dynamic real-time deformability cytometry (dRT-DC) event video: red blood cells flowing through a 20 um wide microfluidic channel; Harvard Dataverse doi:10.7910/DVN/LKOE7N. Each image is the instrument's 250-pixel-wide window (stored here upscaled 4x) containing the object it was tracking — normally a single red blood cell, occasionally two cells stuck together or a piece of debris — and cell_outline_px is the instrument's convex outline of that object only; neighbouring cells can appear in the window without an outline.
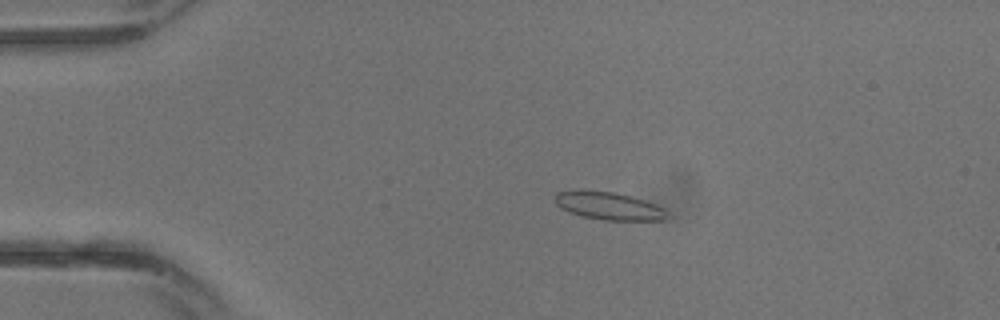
{"species": "common noctule bat (a hibernating species)", "species_latin": "Nyctalus noctula", "temperature_condition": "warm", "stored_images_in_passage": 14, "camera_frame_rate_fps": 3000, "um_per_image_px": 0.085, "animal": {"sex": "male", "body_mass_g": 13.3}, "frame": {"image": 1, "passage_image": 7, "time_ms": 2.0, "image_size_px": [1000, 320], "cell_outline_px": [[672, 216], [668, 220], [604, 220], [580, 216], [568, 212], [560, 208], [556, 204], [556, 192], [580, 188], [612, 192], [628, 196], [664, 208]], "centroid_in_image_um": [51.71, 17.5], "position_along_channel_um": 33.3, "area_um2": 18.38}}
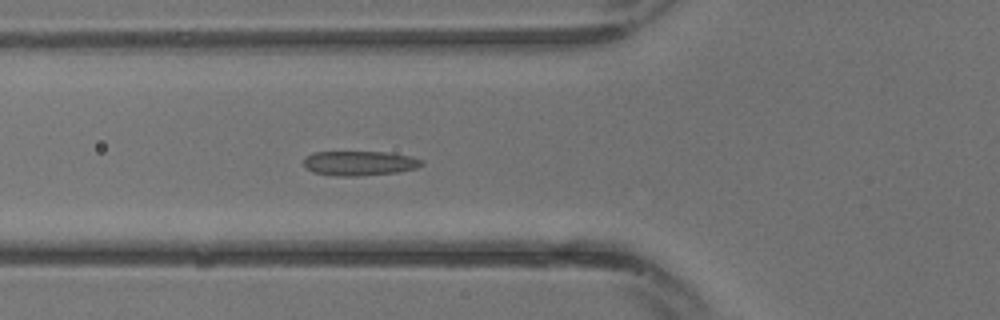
{"frame": {"image": 2, "passage_image": 12, "time_ms": 3.667, "image_size_px": [1000, 320], "cell_outline_px": [[424, 164], [416, 168], [400, 172], [356, 176], [336, 176], [312, 172], [304, 164], [304, 156], [312, 152], [388, 152], [412, 156], [424, 160]], "centroid_in_image_um": [30.59, 13.87], "position_along_channel_um": 95.2, "area_um2": 17.11}}
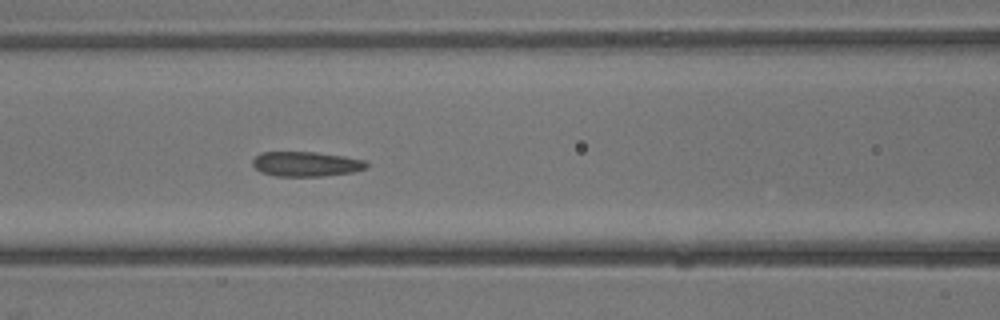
{"frame": {"image": 3, "passage_image": 14, "time_ms": 4.333, "image_size_px": [1000, 320], "cell_outline_px": [[368, 168], [352, 172], [324, 176], [276, 176], [260, 172], [252, 164], [252, 160], [260, 152], [316, 152], [344, 156], [364, 160], [368, 164]], "centroid_in_image_um": [26.01, 13.94], "position_along_channel_um": 140.6, "area_um2": 16.53}}